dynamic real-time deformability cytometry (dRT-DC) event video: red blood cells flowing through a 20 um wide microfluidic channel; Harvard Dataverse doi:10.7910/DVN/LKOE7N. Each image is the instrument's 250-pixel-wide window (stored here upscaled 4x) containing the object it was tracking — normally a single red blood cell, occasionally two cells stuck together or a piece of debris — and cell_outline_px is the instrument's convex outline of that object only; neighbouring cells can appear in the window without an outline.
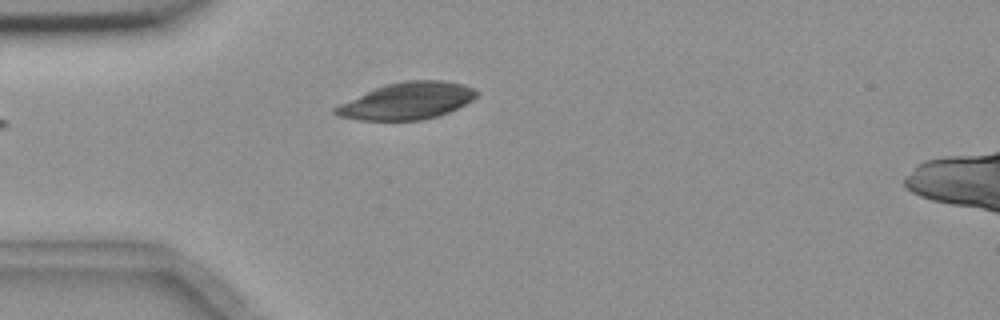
{"species": "common noctule bat (a hibernating species)", "species_latin": "Nyctalus noctula", "temperature_condition": "room temperature", "stored_images_in_passage": 5, "camera_frame_rate_fps": 3000, "um_per_image_px": 0.085, "animal": {"sex": "female", "body_mass_g": 18.4}, "frame": {"image": 1, "passage_image": 5, "time_ms": 4.667, "image_size_px": [1000, 320], "cell_outline_px": [[480, 92], [472, 100], [448, 112], [436, 116], [420, 120], [360, 120], [340, 116], [332, 112], [332, 108], [340, 104], [384, 84], [404, 80], [440, 80], [464, 84]], "centroid_in_image_um": [34.6, 8.57], "position_along_channel_um": 50.4, "area_um2": 30.06}}